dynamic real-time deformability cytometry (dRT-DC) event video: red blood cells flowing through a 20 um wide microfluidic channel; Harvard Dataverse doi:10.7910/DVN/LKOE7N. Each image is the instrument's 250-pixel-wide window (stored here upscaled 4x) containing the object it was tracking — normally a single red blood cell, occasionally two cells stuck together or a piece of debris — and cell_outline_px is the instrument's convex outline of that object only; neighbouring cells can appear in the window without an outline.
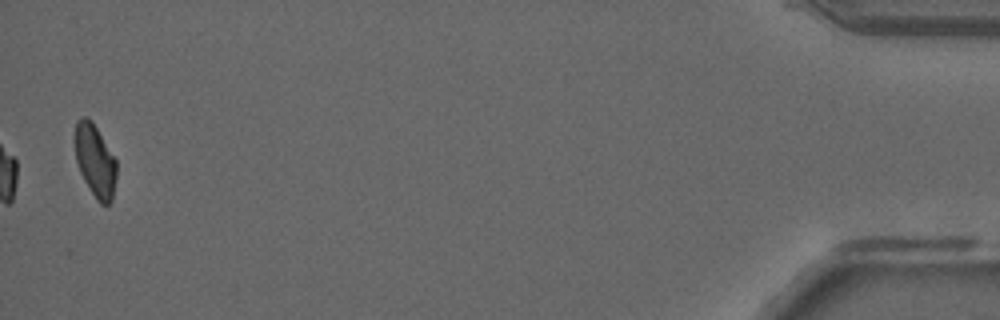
{"species": "common noctule bat (a hibernating species)", "species_latin": "Nyctalus noctula", "temperature_condition": "room temperature", "stored_images_in_passage": 37, "camera_frame_rate_fps": 3000, "um_per_image_px": 0.085, "animal": {"sex": "male", "forearm_length_mm": 52.5}, "frame": {"image": 1, "passage_image": 37, "time_ms": 12.0, "image_size_px": [1000, 320], "cell_outline_px": [[116, 176], [112, 200], [108, 204], [100, 204], [96, 200], [84, 180], [80, 172], [76, 160], [72, 140], [76, 120], [84, 116], [92, 120], [116, 160]], "centroid_in_image_um": [8.04, 13.62], "position_along_channel_um": 427.2, "area_um2": 17.92}, "authors_computed_cell_mechanics": {"area_um2": 18.4382, "velocity_mm_per_s": 3.9236, "shape_relaxation_time_tau1_ms": null, "shape_relaxation_time_tau2_ms": 2.7631, "deformation_change_tau1": null, "deformation_change_tau2": 0.0888}}